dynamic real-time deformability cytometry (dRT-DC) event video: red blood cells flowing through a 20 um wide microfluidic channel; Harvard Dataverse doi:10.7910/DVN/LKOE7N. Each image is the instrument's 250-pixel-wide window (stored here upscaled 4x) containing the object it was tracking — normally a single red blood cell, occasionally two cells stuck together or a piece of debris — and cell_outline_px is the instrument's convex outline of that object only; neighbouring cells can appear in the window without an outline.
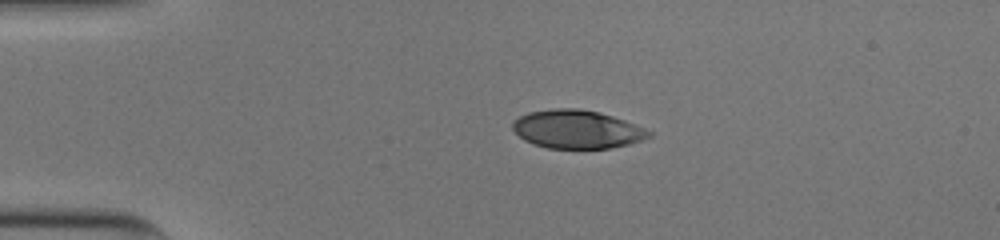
{"species": "human", "species_latin": "Homo sapiens", "temperature_condition": "cold", "stored_images_in_passage": 41, "camera_frame_rate_fps": 3000, "um_per_image_px": 0.085, "donor": {"sex": "male"}, "frame": {"image": 1, "passage_image": 1, "time_ms": 0.0, "image_size_px": [1000, 240], "cell_outline_px": [[652, 136], [644, 140], [612, 148], [548, 148], [532, 144], [524, 140], [512, 128], [512, 120], [528, 112], [552, 108], [580, 108], [600, 112], [624, 120], [644, 128], [652, 132]], "centroid_in_image_um": [49.03, 10.98], "position_along_channel_um": 36.0, "area_um2": 30.63}}
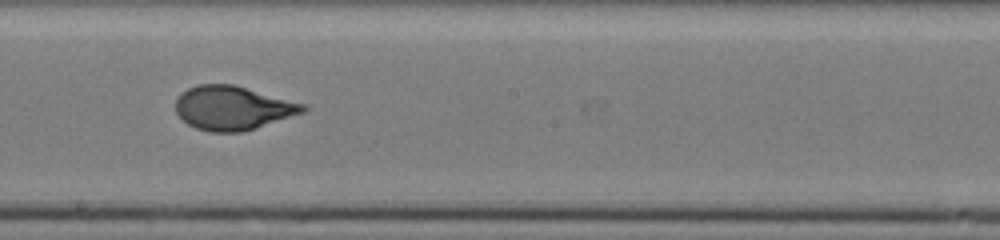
{"frame": {"image": 2, "passage_image": 19, "time_ms": 6.0, "image_size_px": [1000, 240], "cell_outline_px": [[308, 108], [304, 112], [256, 128], [240, 132], [208, 132], [196, 128], [188, 124], [176, 112], [176, 100], [180, 92], [188, 88], [200, 84], [232, 84], [308, 104]], "centroid_in_image_um": [19.8, 9.17], "position_along_channel_um": 228.4, "area_um2": 32.66}}
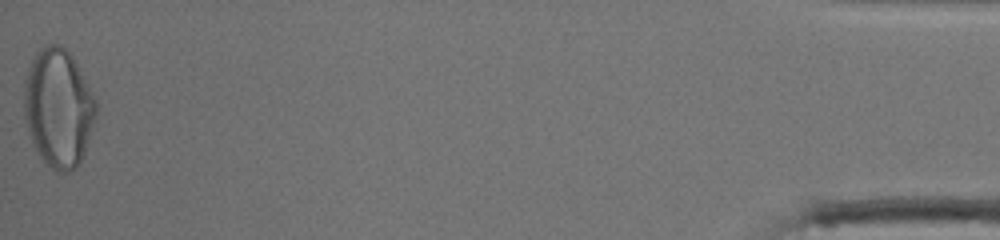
{"frame": {"image": 3, "passage_image": 41, "time_ms": 13.333, "image_size_px": [1000, 240], "cell_outline_px": [[96, 112], [84, 152], [80, 164], [76, 168], [68, 172], [56, 172], [44, 160], [32, 144], [24, 116], [24, 80], [28, 68], [36, 52], [40, 48], [48, 44], [60, 44], [72, 56], [96, 100]], "centroid_in_image_um": [4.93, 9.17], "position_along_channel_um": 430.3, "area_um2": 49.25}, "authors_computed_cell_mechanics": {"area_um2": 32.946, "velocity_mm_per_s": 3.999, "shape_relaxation_time_tau1_ms": 4.8422, "shape_relaxation_time_tau2_ms": null, "deformation_change_tau1": 0.2095, "deformation_change_tau2": null}}